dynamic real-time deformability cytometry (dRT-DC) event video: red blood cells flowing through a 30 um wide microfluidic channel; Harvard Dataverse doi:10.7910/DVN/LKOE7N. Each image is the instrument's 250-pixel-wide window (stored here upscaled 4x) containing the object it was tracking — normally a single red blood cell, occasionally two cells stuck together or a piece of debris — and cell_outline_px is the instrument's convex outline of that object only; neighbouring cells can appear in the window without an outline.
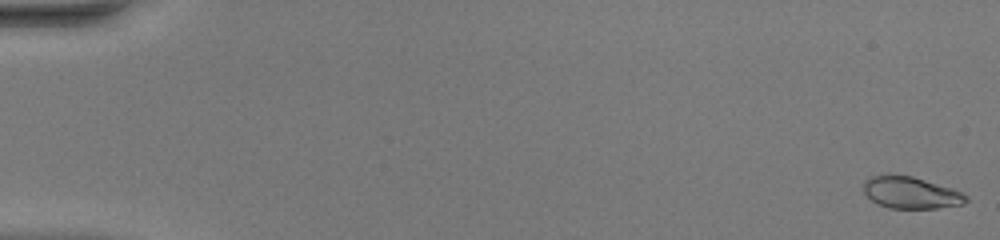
{"species": "common noctule bat (a hibernating species)", "species_latin": "Nyctalus noctula", "temperature_condition": "warm", "stored_images_in_passage": 51, "camera_frame_rate_fps": 3000, "um_per_image_px": 0.085, "animal": {"sex": "female", "body_mass_g": 20.0, "forearm_length_mm": 54.0}, "frame": {"image": 1, "passage_image": 1, "time_ms": 0.0, "image_size_px": [1000, 240], "cell_outline_px": [[968, 200], [964, 204], [936, 208], [888, 208], [876, 204], [864, 192], [864, 180], [868, 176], [888, 172], [912, 176], [952, 188], [968, 196]], "centroid_in_image_um": [77.36, 16.34], "position_along_channel_um": 7.6, "area_um2": 19.42}}
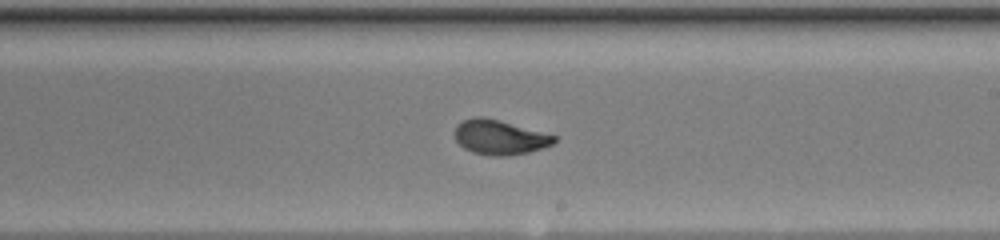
{"frame": {"image": 2, "passage_image": 31, "time_ms": 10.0, "image_size_px": [1000, 240], "cell_outline_px": [[556, 140], [552, 144], [544, 148], [528, 152], [504, 156], [492, 156], [472, 152], [464, 148], [456, 140], [452, 132], [456, 124], [464, 120], [476, 116], [484, 116], [556, 136]], "centroid_in_image_um": [42.41, 11.66], "position_along_channel_um": 246.6, "area_um2": 20.06}}
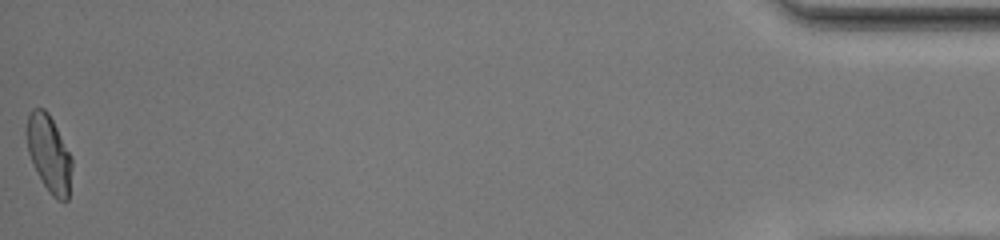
{"frame": {"image": 3, "passage_image": 51, "time_ms": 16.667, "image_size_px": [1000, 240], "cell_outline_px": [[72, 168], [68, 200], [56, 200], [48, 192], [28, 152], [24, 132], [28, 112], [32, 108], [44, 108], [48, 112], [72, 156]], "centroid_in_image_um": [4.15, 13.01], "position_along_channel_um": 431.0, "area_um2": 20.46}, "authors_computed_cell_mechanics": {"area_um2": 20.0566, "velocity_mm_per_s": 4.1474, "shape_relaxation_time_tau1_ms": 5.917, "shape_relaxation_time_tau2_ms": null, "deformation_change_tau1": 0.2395, "deformation_change_tau2": null}}